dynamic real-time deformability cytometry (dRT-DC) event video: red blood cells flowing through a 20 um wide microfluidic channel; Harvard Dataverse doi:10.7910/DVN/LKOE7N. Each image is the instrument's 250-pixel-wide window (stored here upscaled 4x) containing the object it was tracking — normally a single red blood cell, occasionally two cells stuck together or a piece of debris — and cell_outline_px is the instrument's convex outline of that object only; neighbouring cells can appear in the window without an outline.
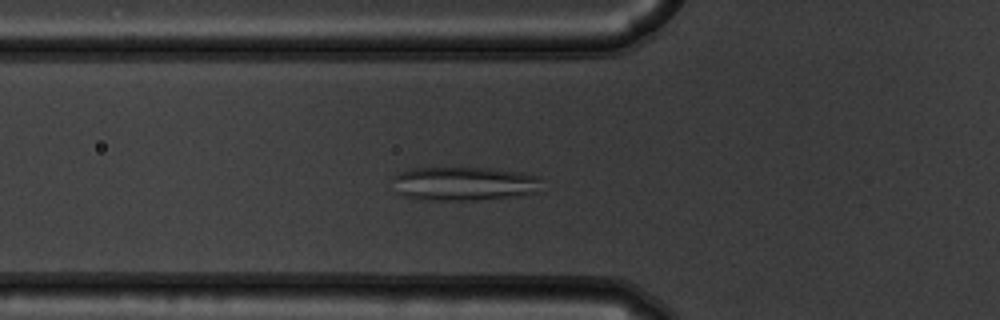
{"species": "common noctule bat (a hibernating species)", "species_latin": "Nyctalus noctula", "temperature_condition": "warm", "stored_images_in_passage": 48, "segment_of_instrument_passage": [1, 2], "camera_frame_rate_fps": 3000, "um_per_image_px": 0.085, "animal": {"sex": "male", "body_mass_g": 19.5, "forearm_length_mm": 54.6}, "frame": {"image": 1, "passage_image": 12, "time_ms": 3.667, "image_size_px": [1000, 320], "cell_outline_px": [[540, 192], [516, 196], [476, 200], [424, 200], [404, 196], [396, 192], [392, 176], [400, 172], [412, 168], [492, 168], [520, 172], [540, 176]], "centroid_in_image_um": [39.46, 15.61], "position_along_channel_um": 86.3, "area_um2": 29.71}}
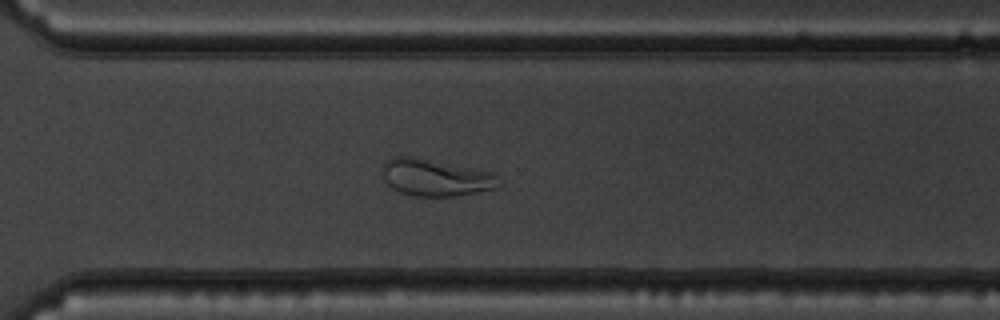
{"frame": {"image": 2, "passage_image": 32, "time_ms": 10.333, "image_size_px": [1000, 320], "cell_outline_px": [[500, 188], [460, 196], [412, 196], [400, 192], [392, 188], [388, 184], [380, 172], [380, 164], [384, 160], [392, 156], [412, 156], [492, 172], [496, 176], [500, 184]], "centroid_in_image_um": [36.97, 15.09], "position_along_channel_um": 333.6, "area_um2": 25.55}}
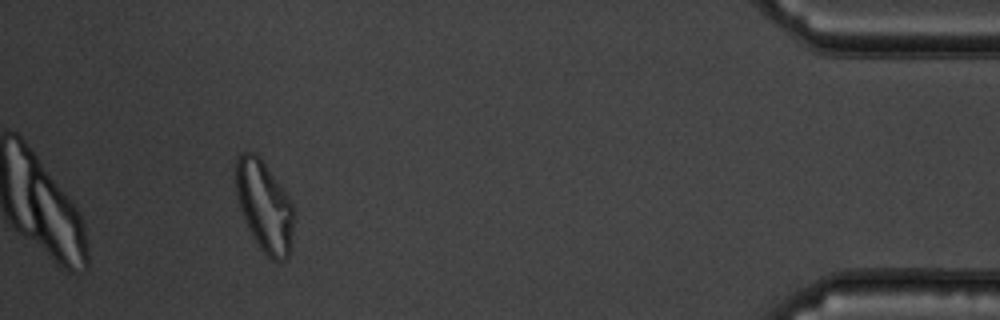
{"frame": {"image": 3, "passage_image": 43, "time_ms": 14.0, "image_size_px": [1000, 320], "cell_outline_px": [[296, 208], [292, 248], [288, 256], [284, 260], [272, 260], [260, 248], [248, 228], [244, 220], [236, 196], [236, 160], [240, 152], [256, 152], [264, 160], [292, 200]], "centroid_in_image_um": [22.52, 17.51], "position_along_channel_um": 412.7, "area_um2": 31.62}}